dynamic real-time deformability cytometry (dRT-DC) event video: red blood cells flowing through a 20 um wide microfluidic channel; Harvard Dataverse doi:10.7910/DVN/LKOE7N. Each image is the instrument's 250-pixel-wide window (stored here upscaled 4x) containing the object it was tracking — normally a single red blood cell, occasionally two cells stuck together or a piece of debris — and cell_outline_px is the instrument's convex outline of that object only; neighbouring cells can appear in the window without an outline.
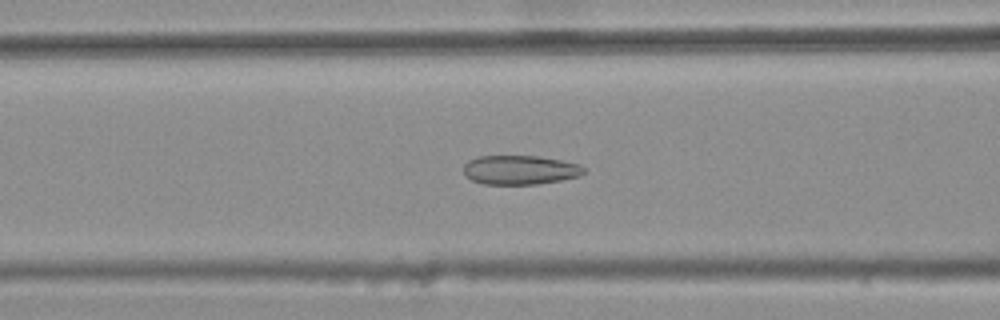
{"species": "common noctule bat (a hibernating species)", "species_latin": "Nyctalus noctula", "temperature_condition": "warm", "stored_images_in_passage": 42, "camera_frame_rate_fps": 3000, "um_per_image_px": 0.085, "animal": {"sex": "female", "body_mass_g": 25.1}, "frame": {"image": 1, "passage_image": 21, "time_ms": 6.667, "image_size_px": [1000, 320], "cell_outline_px": [[584, 172], [580, 176], [560, 180], [536, 184], [484, 184], [472, 180], [464, 176], [464, 164], [468, 160], [476, 156], [536, 156], [560, 160], [580, 164], [584, 168]], "centroid_in_image_um": [44.16, 14.44], "position_along_channel_um": 122.4, "area_um2": 20.46}}
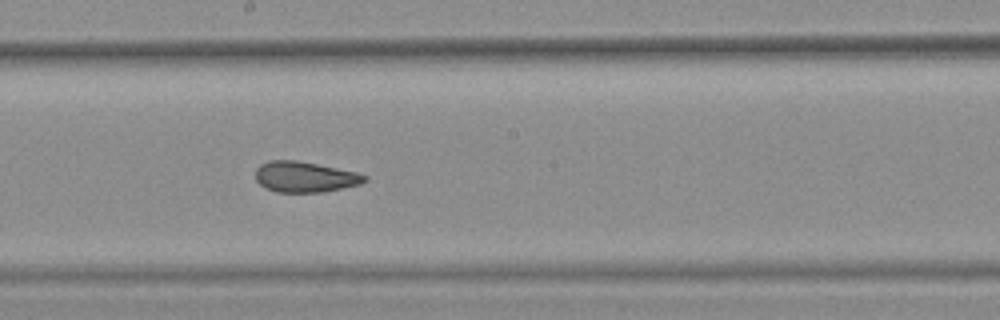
{"frame": {"image": 2, "passage_image": 29, "time_ms": 9.333, "image_size_px": [1000, 320], "cell_outline_px": [[368, 180], [360, 184], [320, 192], [276, 192], [264, 188], [256, 180], [256, 168], [260, 164], [268, 160], [296, 160], [356, 172], [368, 176]], "centroid_in_image_um": [25.88, 15.03], "position_along_channel_um": 222.3, "area_um2": 19.42}}
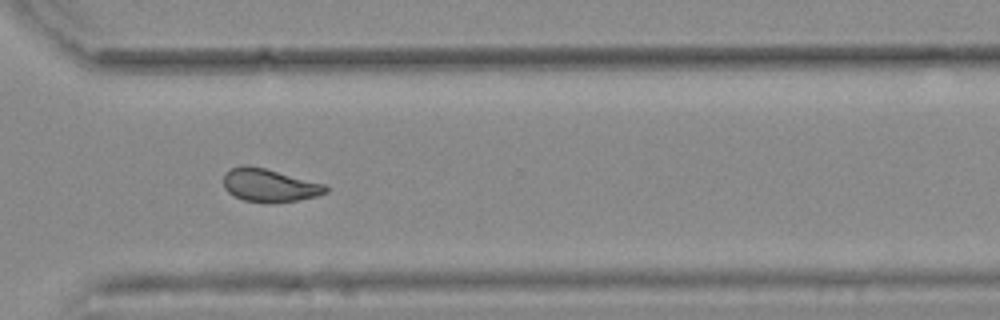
{"frame": {"image": 3, "passage_image": 39, "time_ms": 12.667, "image_size_px": [1000, 320], "cell_outline_px": [[328, 192], [316, 196], [296, 200], [268, 204], [244, 200], [228, 192], [224, 188], [224, 172], [240, 164], [248, 164], [328, 184]], "centroid_in_image_um": [22.91, 15.74], "position_along_channel_um": 347.7, "area_um2": 20.0}, "authors_computed_cell_mechanics": {"area_um2": 21.6461, "velocity_mm_per_s": 3.7504, "shape_relaxation_time_tau1_ms": null, "shape_relaxation_time_tau2_ms": 1.2416, "deformation_change_tau1": null, "deformation_change_tau2": 0.0765}}